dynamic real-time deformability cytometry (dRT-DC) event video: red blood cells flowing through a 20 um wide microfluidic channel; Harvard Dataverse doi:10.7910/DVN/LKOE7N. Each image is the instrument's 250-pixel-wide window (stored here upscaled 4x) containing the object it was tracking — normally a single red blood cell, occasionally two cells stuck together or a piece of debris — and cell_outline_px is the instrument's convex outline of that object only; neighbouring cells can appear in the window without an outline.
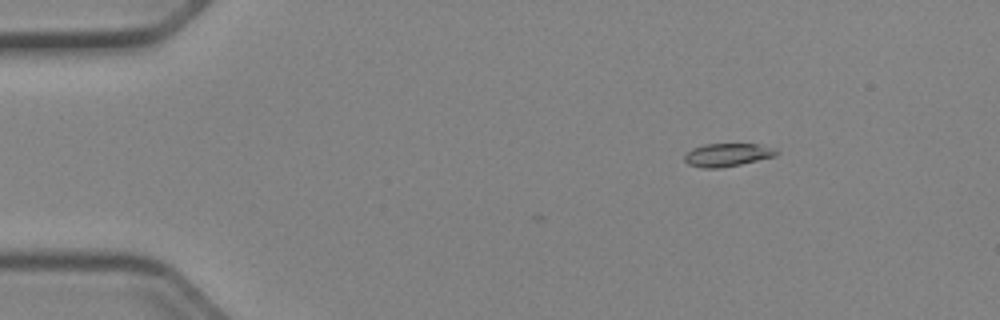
{"species": "Egyptian fruit bat (a non-hibernating species)", "species_latin": "Rousettus aegyptiacus", "temperature_condition": "cold", "stored_images_in_passage": 2, "camera_frame_rate_fps": 3000, "um_per_image_px": 0.085, "animal": {"sex": "female"}, "frame": {"image": 1, "passage_image": 2, "time_ms": 0.333, "image_size_px": [1000, 320], "cell_outline_px": [[780, 152], [776, 156], [740, 164], [720, 168], [704, 168], [688, 164], [684, 160], [684, 156], [692, 148], [704, 144], [756, 144], [776, 148]], "centroid_in_image_um": [61.85, 13.16], "position_along_channel_um": 23.2, "area_um2": 12.37}}